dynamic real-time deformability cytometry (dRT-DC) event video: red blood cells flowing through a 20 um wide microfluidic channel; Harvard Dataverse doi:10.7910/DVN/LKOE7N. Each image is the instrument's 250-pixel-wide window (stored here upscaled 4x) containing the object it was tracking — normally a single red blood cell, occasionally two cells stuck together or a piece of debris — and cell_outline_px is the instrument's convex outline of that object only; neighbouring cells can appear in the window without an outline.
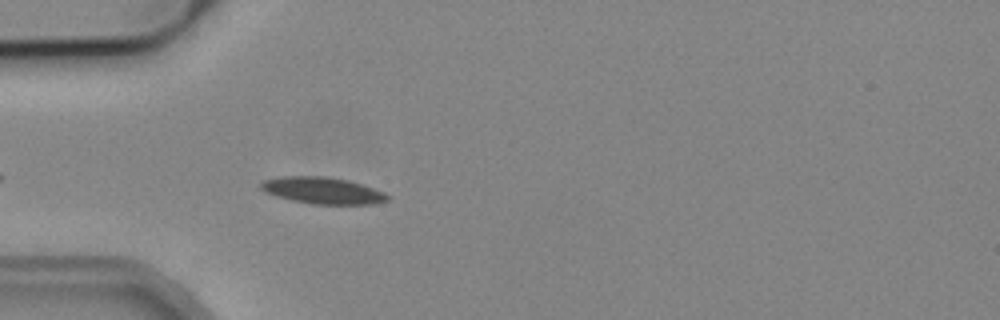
{"species": "common noctule bat (a hibernating species)", "species_latin": "Nyctalus noctula", "temperature_condition": "cold", "stored_images_in_passage": 14, "camera_frame_rate_fps": 3000, "um_per_image_px": 0.085, "animal": {"sex": "male", "body_mass_g": 19.2, "forearm_length_mm": 51.8}, "frame": {"image": 1, "passage_image": 7, "time_ms": 2.0, "image_size_px": [1000, 320], "cell_outline_px": [[388, 200], [376, 204], [312, 204], [292, 200], [276, 196], [264, 192], [260, 188], [260, 184], [264, 180], [280, 176], [324, 176], [348, 180], [384, 192], [388, 196]], "centroid_in_image_um": [27.39, 16.19], "position_along_channel_um": 57.6, "area_um2": 19.59}}